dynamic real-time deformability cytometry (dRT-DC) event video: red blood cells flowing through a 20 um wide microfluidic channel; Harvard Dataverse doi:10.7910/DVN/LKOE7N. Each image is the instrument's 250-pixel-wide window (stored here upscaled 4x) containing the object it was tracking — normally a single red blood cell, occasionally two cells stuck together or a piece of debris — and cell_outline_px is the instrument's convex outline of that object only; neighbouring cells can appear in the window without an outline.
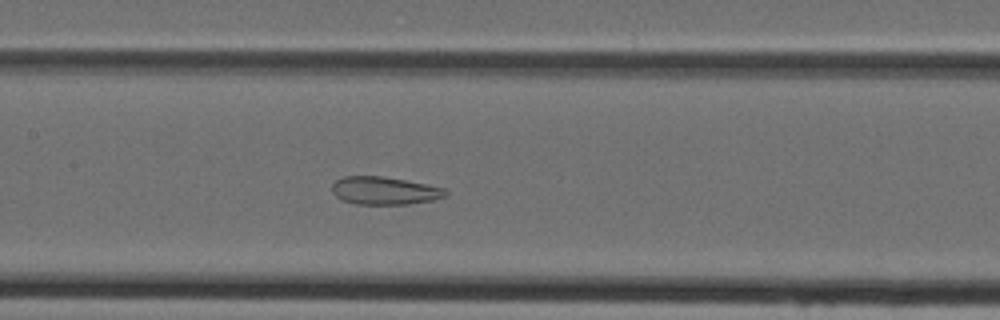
{"species": "Egyptian fruit bat (a non-hibernating species)", "species_latin": "Rousettus aegyptiacus", "temperature_condition": "cold", "stored_images_in_passage": 47, "camera_frame_rate_fps": 3000, "um_per_image_px": 0.085, "animal": {"sex": "female"}, "frame": {"image": 1, "passage_image": 22, "time_ms": 7.0, "image_size_px": [1000, 320], "cell_outline_px": [[448, 196], [432, 200], [408, 204], [356, 204], [340, 200], [332, 192], [332, 184], [336, 180], [344, 176], [384, 176], [444, 188], [448, 192]], "centroid_in_image_um": [32.66, 16.21], "position_along_channel_um": 174.7, "area_um2": 18.44}}
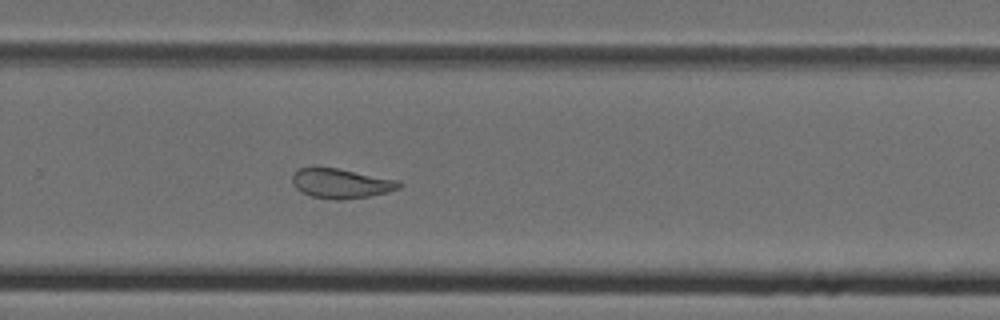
{"frame": {"image": 2, "passage_image": 31, "time_ms": 10.0, "image_size_px": [1000, 320], "cell_outline_px": [[404, 184], [400, 188], [388, 192], [368, 196], [340, 200], [336, 200], [312, 196], [300, 192], [292, 184], [292, 176], [300, 168], [316, 164], [400, 180]], "centroid_in_image_um": [28.97, 15.56], "position_along_channel_um": 300.8, "area_um2": 18.96}}
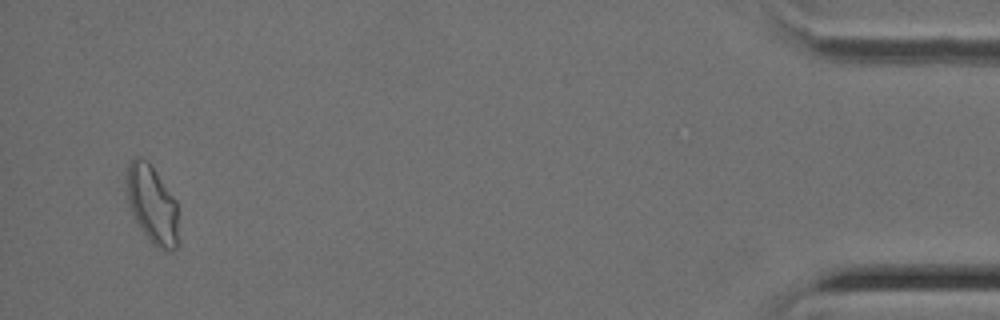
{"frame": {"image": 3, "passage_image": 45, "time_ms": 14.667, "image_size_px": [1000, 320], "cell_outline_px": [[176, 248], [172, 252], [164, 252], [152, 244], [136, 220], [132, 212], [128, 200], [128, 164], [132, 156], [136, 156], [144, 160], [152, 168], [176, 200]], "centroid_in_image_um": [12.93, 17.42], "position_along_channel_um": 422.3, "area_um2": 22.66}}